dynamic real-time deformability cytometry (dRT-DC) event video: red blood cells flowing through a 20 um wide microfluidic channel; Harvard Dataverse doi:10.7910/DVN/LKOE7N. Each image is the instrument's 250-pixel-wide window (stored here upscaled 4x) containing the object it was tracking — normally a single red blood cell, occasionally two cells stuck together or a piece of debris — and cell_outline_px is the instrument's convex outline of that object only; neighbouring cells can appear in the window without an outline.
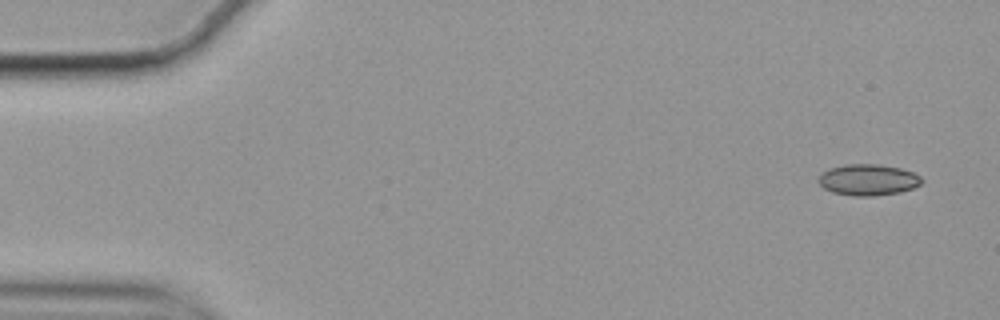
{"species": "common noctule bat (a hibernating species)", "species_latin": "Nyctalus noctula", "temperature_condition": "cold", "stored_images_in_passage": 55, "camera_frame_rate_fps": 3000, "um_per_image_px": 0.085, "animal": {"sex": "female", "body_mass_g": 19.9}, "frame": {"image": 1, "passage_image": 1, "time_ms": 0.0, "image_size_px": [1000, 320], "cell_outline_px": [[924, 180], [920, 184], [912, 188], [900, 192], [872, 196], [852, 196], [832, 192], [824, 188], [816, 180], [824, 172], [832, 168], [844, 164], [880, 164], [900, 168], [912, 172], [920, 176]], "centroid_in_image_um": [73.79, 15.28], "position_along_channel_um": 11.2, "area_um2": 18.73}}
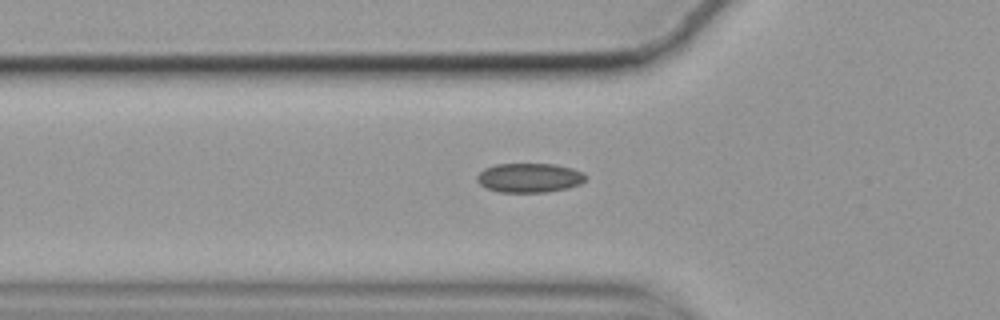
{"frame": {"image": 2, "passage_image": 17, "time_ms": 5.333, "image_size_px": [1000, 320], "cell_outline_px": [[588, 176], [580, 184], [568, 188], [548, 192], [500, 192], [488, 188], [480, 184], [476, 180], [476, 176], [484, 168], [496, 164], [556, 164], [572, 168], [584, 172]], "centroid_in_image_um": [45.02, 15.11], "position_along_channel_um": 80.8, "area_um2": 18.67}}
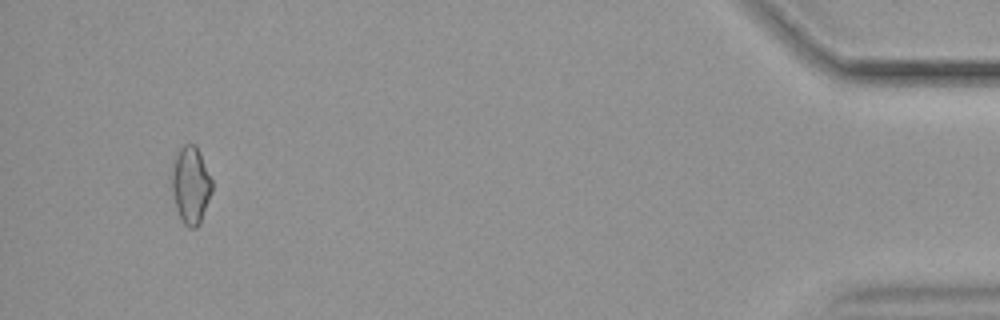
{"frame": {"image": 3, "passage_image": 52, "time_ms": 17.0, "image_size_px": [1000, 320], "cell_outline_px": [[212, 192], [200, 224], [196, 228], [188, 228], [184, 224], [176, 208], [168, 188], [168, 176], [172, 160], [180, 148], [184, 144], [196, 144], [212, 180]], "centroid_in_image_um": [16.14, 15.72], "position_along_channel_um": 419.1, "area_um2": 19.02}, "authors_computed_cell_mechanics": {"area_um2": 17.918, "velocity_mm_per_s": 3.5242, "shape_relaxation_time_tau1_ms": null, "shape_relaxation_time_tau2_ms": 2.8607, "deformation_change_tau1": null, "deformation_change_tau2": 0.0715}}